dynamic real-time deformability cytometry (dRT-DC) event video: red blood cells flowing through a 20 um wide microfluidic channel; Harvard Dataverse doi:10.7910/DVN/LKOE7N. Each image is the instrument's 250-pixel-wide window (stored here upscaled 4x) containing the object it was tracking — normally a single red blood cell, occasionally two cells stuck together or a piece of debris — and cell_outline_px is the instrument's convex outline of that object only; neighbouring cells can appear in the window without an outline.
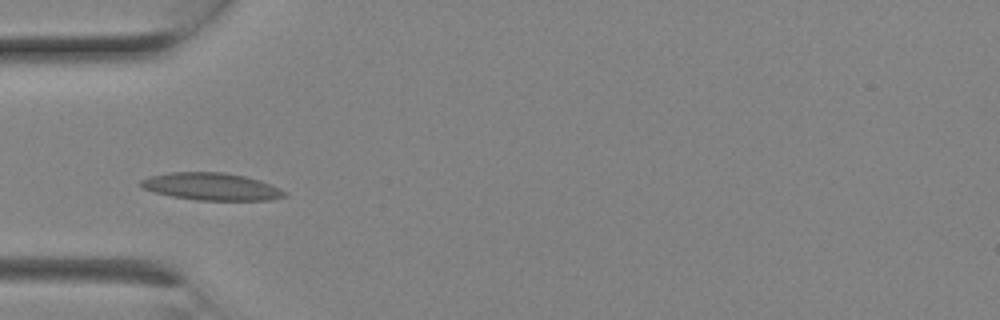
{"species": "Egyptian fruit bat (a non-hibernating species)", "species_latin": "Rousettus aegyptiacus", "temperature_condition": "room temperature", "stored_images_in_passage": 5, "camera_frame_rate_fps": 3000, "um_per_image_px": 0.085, "animal": {"sex": "female"}, "frame": {"image": 1, "passage_image": 4, "time_ms": 1.0, "image_size_px": [1000, 320], "cell_outline_px": [[288, 196], [272, 200], [196, 200], [172, 196], [156, 192], [144, 188], [136, 184], [140, 180], [148, 176], [168, 172], [224, 172], [244, 176], [260, 180], [272, 184], [288, 192]], "centroid_in_image_um": [17.99, 15.85], "position_along_channel_um": 67.0, "area_um2": 23.18}}